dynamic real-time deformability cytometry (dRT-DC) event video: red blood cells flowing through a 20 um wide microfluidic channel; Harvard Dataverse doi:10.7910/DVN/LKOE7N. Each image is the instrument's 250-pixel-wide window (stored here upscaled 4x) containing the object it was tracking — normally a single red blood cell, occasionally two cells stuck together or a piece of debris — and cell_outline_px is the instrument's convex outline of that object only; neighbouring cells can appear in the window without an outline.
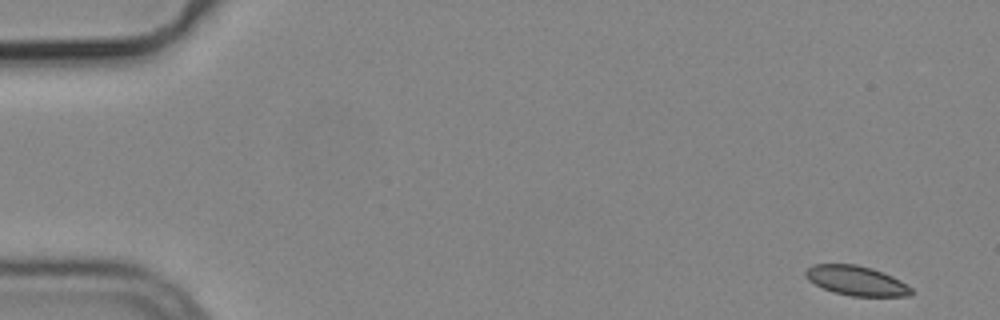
{"species": "common noctule bat (a hibernating species)", "species_latin": "Nyctalus noctula", "temperature_condition": "cold", "stored_images_in_passage": 6, "camera_frame_rate_fps": 3000, "um_per_image_px": 0.085, "animal": {"sex": "male", "body_mass_g": 19.2, "forearm_length_mm": 51.8}, "frame": {"image": 1, "passage_image": 1, "time_ms": 0.0, "image_size_px": [1000, 320], "cell_outline_px": [[912, 296], [852, 296], [832, 292], [808, 280], [804, 276], [804, 272], [812, 264], [856, 264], [872, 268], [892, 276], [900, 280], [912, 288]], "centroid_in_image_um": [72.78, 23.85], "position_along_channel_um": 12.2, "area_um2": 18.26}}